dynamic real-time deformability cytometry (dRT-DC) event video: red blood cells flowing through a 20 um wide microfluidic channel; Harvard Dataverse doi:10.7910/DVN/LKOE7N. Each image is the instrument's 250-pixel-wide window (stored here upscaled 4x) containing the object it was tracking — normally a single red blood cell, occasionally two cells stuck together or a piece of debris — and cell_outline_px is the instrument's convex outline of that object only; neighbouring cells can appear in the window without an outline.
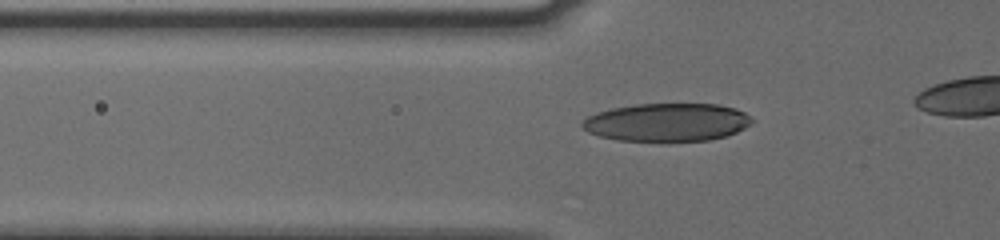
{"species": "human", "species_latin": "Homo sapiens", "temperature_condition": "cold", "stored_images_in_passage": 31, "camera_frame_rate_fps": 3000, "um_per_image_px": 0.085, "donor": {"sex": "male"}, "frame": {"image": 1, "passage_image": 6, "time_ms": 1.667, "image_size_px": [1000, 240], "cell_outline_px": [[752, 120], [744, 128], [736, 132], [724, 136], [708, 140], [668, 144], [616, 140], [600, 136], [588, 132], [580, 124], [588, 116], [596, 112], [612, 108], [636, 104], [716, 104], [732, 108], [744, 112]], "centroid_in_image_um": [56.63, 10.44], "position_along_channel_um": 69.2, "area_um2": 38.38}}
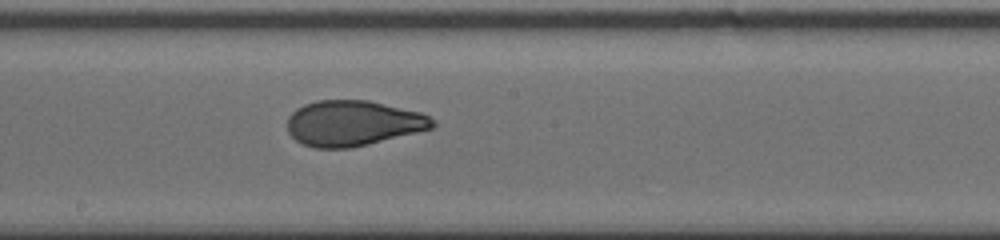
{"frame": {"image": 2, "passage_image": 16, "time_ms": 5.0, "image_size_px": [1000, 240], "cell_outline_px": [[436, 124], [432, 128], [368, 144], [348, 148], [316, 148], [304, 144], [296, 140], [288, 132], [288, 116], [296, 108], [304, 104], [316, 100], [368, 100], [420, 112], [428, 116]], "centroid_in_image_um": [29.97, 10.46], "position_along_channel_um": 218.2, "area_um2": 38.21}}
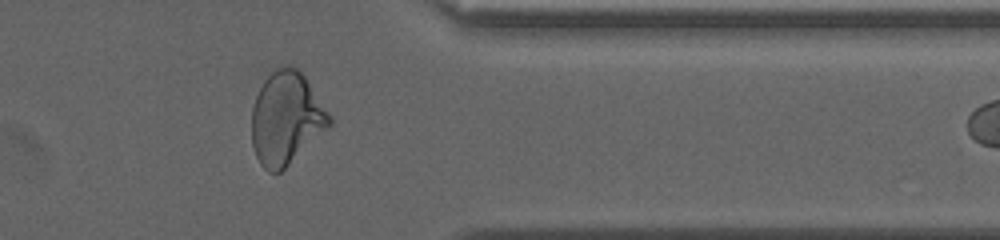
{"frame": {"image": 3, "passage_image": 29, "time_ms": 9.333, "image_size_px": [1000, 240], "cell_outline_px": [[332, 124], [280, 172], [268, 172], [260, 164], [256, 156], [252, 144], [252, 108], [256, 96], [264, 80], [276, 68], [296, 68], [304, 76], [328, 112], [332, 120]], "centroid_in_image_um": [24.3, 10.09], "position_along_channel_um": 387.1, "area_um2": 41.1}}